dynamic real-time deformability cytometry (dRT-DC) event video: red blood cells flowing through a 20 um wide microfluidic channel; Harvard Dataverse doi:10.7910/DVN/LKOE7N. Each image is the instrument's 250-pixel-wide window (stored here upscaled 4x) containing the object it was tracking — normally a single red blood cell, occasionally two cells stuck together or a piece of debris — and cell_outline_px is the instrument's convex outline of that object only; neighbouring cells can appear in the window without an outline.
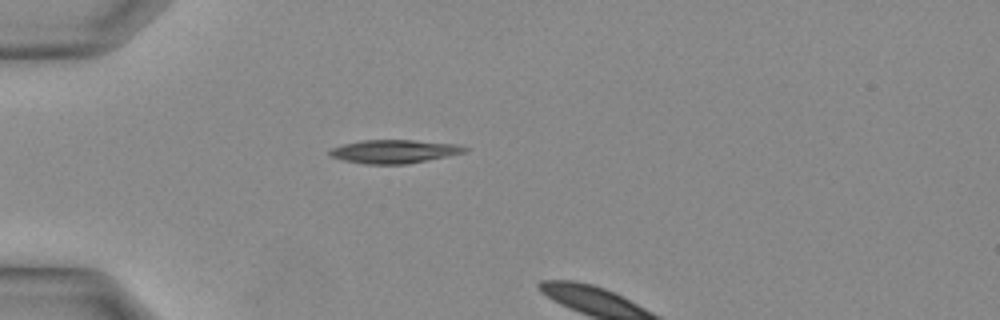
{"species": "Egyptian fruit bat (a non-hibernating species)", "species_latin": "Rousettus aegyptiacus", "temperature_condition": "warm", "stored_images_in_passage": 13, "camera_frame_rate_fps": 3000, "um_per_image_px": 0.085, "animal": {"sex": "female"}, "frame": {"image": 1, "passage_image": 10, "time_ms": 3.0, "image_size_px": [1000, 320], "cell_outline_px": [[468, 148], [464, 152], [404, 164], [364, 164], [344, 160], [332, 156], [328, 152], [332, 148], [344, 144], [364, 140], [412, 140], [456, 144]], "centroid_in_image_um": [33.46, 12.87], "position_along_channel_um": 51.5, "area_um2": 17.92}}